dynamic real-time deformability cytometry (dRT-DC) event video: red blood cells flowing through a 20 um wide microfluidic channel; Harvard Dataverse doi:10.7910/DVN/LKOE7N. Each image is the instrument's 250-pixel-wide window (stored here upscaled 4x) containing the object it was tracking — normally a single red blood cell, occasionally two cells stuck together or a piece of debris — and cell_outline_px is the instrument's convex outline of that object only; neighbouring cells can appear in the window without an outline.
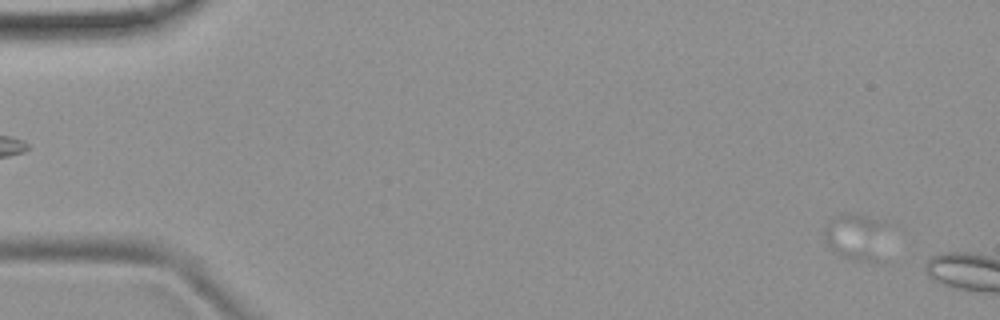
{"species": "common noctule bat (a hibernating species)", "species_latin": "Nyctalus noctula", "temperature_condition": "room temperature", "stored_images_in_passage": 8, "camera_frame_rate_fps": 3000, "um_per_image_px": 0.085, "animal": {"sex": "female", "body_mass_g": 19.9}, "frame": {"image": 1, "passage_image": 4, "time_ms": 1.0, "image_size_px": [1000, 320], "cell_outline_px": [[888, 260], [852, 260], [832, 252], [824, 236], [824, 228], [840, 212], [848, 212], [864, 216], [872, 220], [876, 224]], "centroid_in_image_um": [72.66, 20.2], "position_along_channel_um": 12.3, "area_um2": 16.3}}